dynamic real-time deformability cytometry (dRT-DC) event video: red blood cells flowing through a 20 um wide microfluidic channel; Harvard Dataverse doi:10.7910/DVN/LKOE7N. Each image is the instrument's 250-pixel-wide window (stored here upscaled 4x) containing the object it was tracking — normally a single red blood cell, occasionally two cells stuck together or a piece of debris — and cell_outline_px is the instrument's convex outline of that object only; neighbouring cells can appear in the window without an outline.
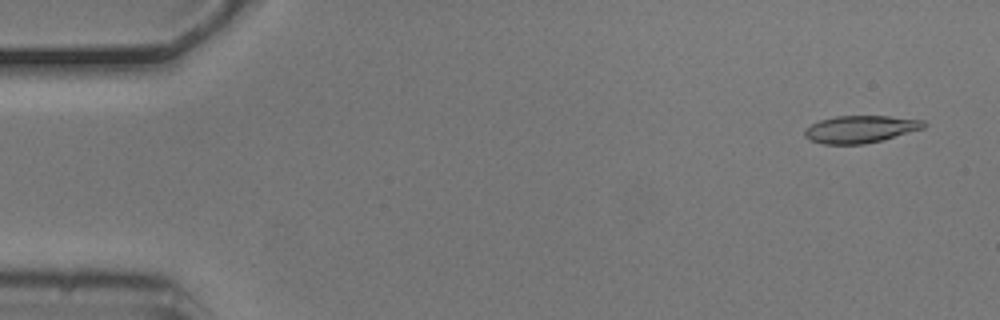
{"species": "common noctule bat (a hibernating species)", "species_latin": "Nyctalus noctula", "temperature_condition": "cold", "stored_images_in_passage": 4, "camera_frame_rate_fps": 3000, "um_per_image_px": 0.085, "animal": {"sex": "male", "body_mass_g": 20.5, "forearm_length_mm": 52.5}, "frame": {"image": 1, "passage_image": 1, "time_ms": 0.0, "image_size_px": [1000, 320], "cell_outline_px": [[928, 124], [924, 128], [880, 140], [864, 144], [824, 144], [808, 140], [804, 136], [804, 132], [812, 124], [820, 120], [836, 116], [888, 116], [924, 120]], "centroid_in_image_um": [73.13, 10.98], "position_along_channel_um": 11.9, "area_um2": 18.79}}
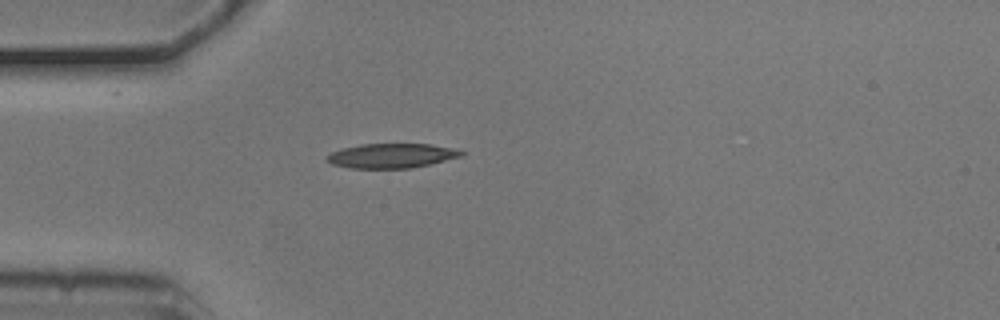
{"frame": {"image": 2, "passage_image": 4, "time_ms": 1.0, "image_size_px": [1000, 320], "cell_outline_px": [[464, 156], [412, 168], [348, 168], [332, 164], [324, 160], [324, 156], [332, 152], [344, 148], [360, 144], [428, 144], [452, 148], [464, 152]], "centroid_in_image_um": [33.25, 13.24], "position_along_channel_um": 51.8, "area_um2": 19.25}}